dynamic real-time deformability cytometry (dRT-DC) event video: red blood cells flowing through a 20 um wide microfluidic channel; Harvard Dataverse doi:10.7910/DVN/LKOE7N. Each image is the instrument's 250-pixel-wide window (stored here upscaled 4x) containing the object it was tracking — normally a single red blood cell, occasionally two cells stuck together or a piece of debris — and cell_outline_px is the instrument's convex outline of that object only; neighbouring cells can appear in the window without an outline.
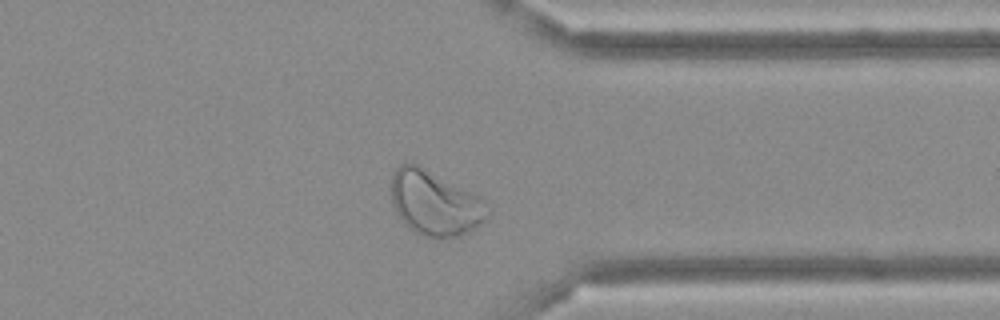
{"species": "Egyptian fruit bat (a non-hibernating species)", "species_latin": "Rousettus aegyptiacus", "temperature_condition": "cold", "stored_images_in_passage": 44, "camera_frame_rate_fps": 3000, "um_per_image_px": 0.085, "frame": {"image": 1, "passage_image": 32, "time_ms": 10.333, "image_size_px": [1000, 320], "cell_outline_px": [[492, 212], [480, 224], [456, 236], [424, 236], [408, 228], [404, 224], [396, 212], [392, 204], [392, 172], [400, 164], [416, 164], [480, 196], [492, 208]], "centroid_in_image_um": [36.97, 17.25], "position_along_channel_um": 374.4, "area_um2": 35.89}}